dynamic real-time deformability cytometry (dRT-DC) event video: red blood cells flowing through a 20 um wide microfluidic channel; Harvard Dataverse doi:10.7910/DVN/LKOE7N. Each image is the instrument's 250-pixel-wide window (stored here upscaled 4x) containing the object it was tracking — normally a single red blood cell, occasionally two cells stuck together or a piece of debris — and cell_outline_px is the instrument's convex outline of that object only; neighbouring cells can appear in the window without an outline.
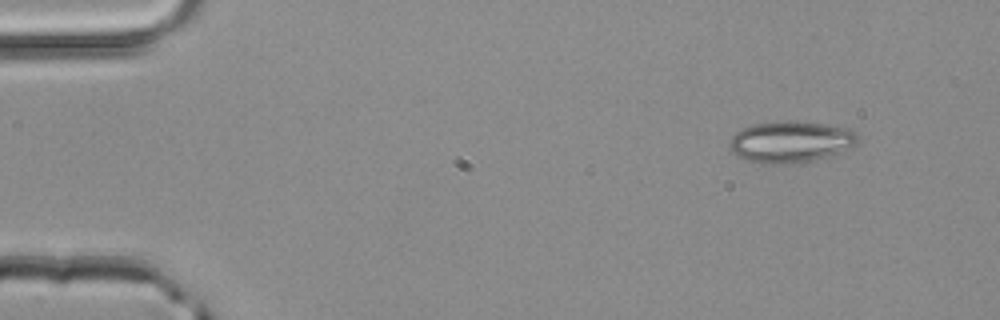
{"species": "common noctule bat (a hibernating species)", "species_latin": "Nyctalus noctula", "temperature_condition": "room temperature", "stored_images_in_passage": 3, "camera_frame_rate_fps": 3000, "um_per_image_px": 0.085, "animal": {"sex": "male", "body_mass_g": 20.4}, "frame": {"image": 1, "passage_image": 1, "time_ms": 0.0, "image_size_px": [1000, 320], "cell_outline_px": [[860, 140], [840, 152], [828, 156], [812, 160], [792, 164], [764, 164], [748, 160], [736, 156], [732, 152], [728, 144], [732, 136], [736, 132], [744, 128], [756, 124], [776, 120], [796, 120], [852, 128], [856, 132]], "centroid_in_image_um": [67.2, 12.04], "position_along_channel_um": 17.8, "area_um2": 31.27}}